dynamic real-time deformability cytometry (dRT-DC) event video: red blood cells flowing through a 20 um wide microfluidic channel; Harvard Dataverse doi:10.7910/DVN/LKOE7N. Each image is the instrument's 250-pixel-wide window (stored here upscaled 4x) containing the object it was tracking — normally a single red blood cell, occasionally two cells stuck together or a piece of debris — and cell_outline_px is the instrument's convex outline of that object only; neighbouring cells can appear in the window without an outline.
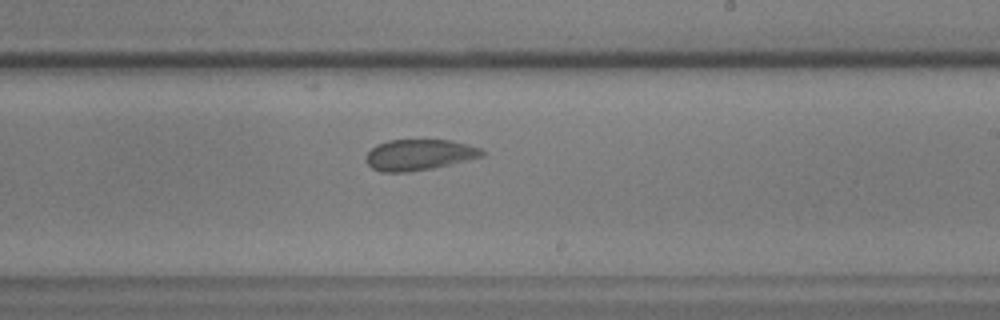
{"species": "common noctule bat (a hibernating species)", "species_latin": "Nyctalus noctula", "temperature_condition": "warm", "stored_images_in_passage": 45, "camera_frame_rate_fps": 3000, "um_per_image_px": 0.085, "animal": {"sex": "male", "body_mass_g": 17.9, "forearm_length_mm": 54.2}, "frame": {"image": 1, "passage_image": 23, "time_ms": 7.333, "image_size_px": [1000, 320], "cell_outline_px": [[484, 156], [432, 168], [408, 172], [380, 172], [372, 168], [364, 160], [364, 156], [376, 144], [388, 140], [452, 140], [480, 148], [484, 152]], "centroid_in_image_um": [35.58, 13.16], "position_along_channel_um": 253.4, "area_um2": 20.92}}
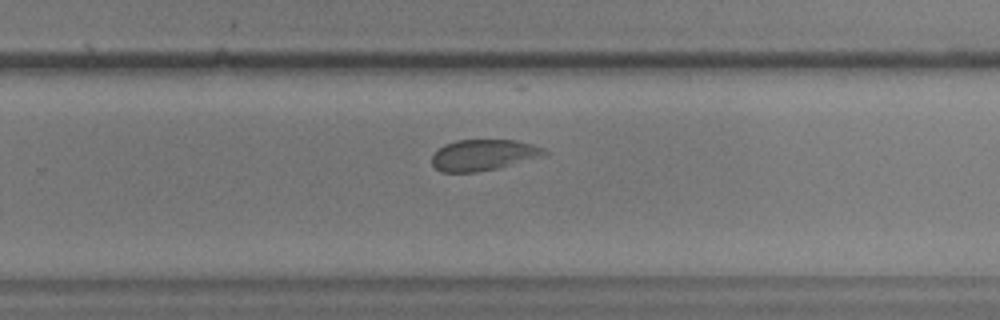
{"frame": {"image": 2, "passage_image": 26, "time_ms": 8.333, "image_size_px": [1000, 320], "cell_outline_px": [[548, 156], [496, 168], [476, 172], [440, 172], [432, 164], [432, 156], [444, 144], [456, 140], [516, 140], [532, 144], [544, 148], [548, 152]], "centroid_in_image_um": [41.14, 13.17], "position_along_channel_um": 288.7, "area_um2": 20.46}}
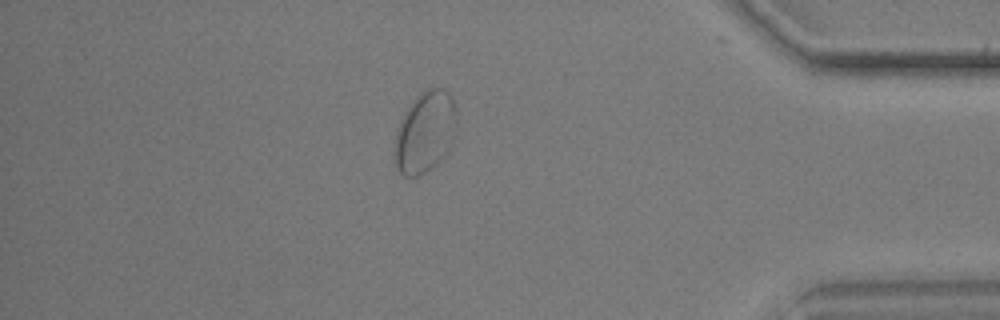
{"frame": {"image": 3, "passage_image": 38, "time_ms": 12.333, "image_size_px": [1000, 320], "cell_outline_px": [[456, 136], [448, 152], [436, 164], [420, 176], [404, 176], [396, 168], [392, 140], [396, 128], [404, 112], [412, 100], [420, 92], [428, 88], [444, 88], [448, 92], [452, 100], [456, 112]], "centroid_in_image_um": [36.1, 11.24], "position_along_channel_um": 399.1, "area_um2": 30.11}}